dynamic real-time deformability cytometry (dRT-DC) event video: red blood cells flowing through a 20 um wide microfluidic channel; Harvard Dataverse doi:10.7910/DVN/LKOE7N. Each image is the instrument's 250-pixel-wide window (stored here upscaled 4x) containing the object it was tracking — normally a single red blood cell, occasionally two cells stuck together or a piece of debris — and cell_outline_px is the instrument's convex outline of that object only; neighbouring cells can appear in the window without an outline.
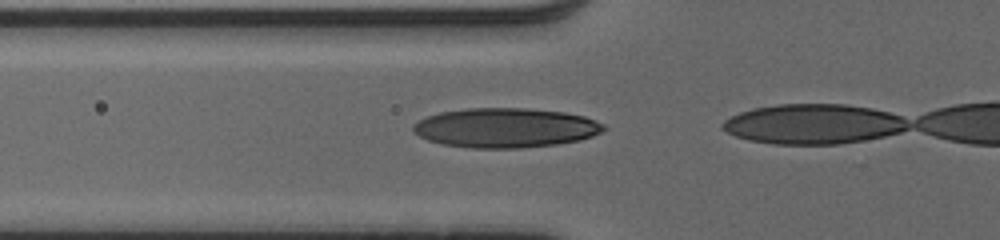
{"species": "human", "species_latin": "Homo sapiens", "temperature_condition": "cold", "stored_images_in_passage": 4, "camera_frame_rate_fps": 3000, "um_per_image_px": 0.085, "donor": {"sex": "male"}, "frame": {"image": 1, "passage_image": 2, "time_ms": 0.333, "image_size_px": [1000, 240], "cell_outline_px": [[604, 128], [600, 132], [592, 136], [580, 140], [556, 144], [520, 148], [472, 148], [444, 144], [428, 140], [412, 132], [412, 124], [428, 116], [440, 112], [468, 108], [528, 108], [564, 112], [584, 116], [604, 124]], "centroid_in_image_um": [42.95, 10.86], "position_along_channel_um": 82.9, "area_um2": 43.81}}